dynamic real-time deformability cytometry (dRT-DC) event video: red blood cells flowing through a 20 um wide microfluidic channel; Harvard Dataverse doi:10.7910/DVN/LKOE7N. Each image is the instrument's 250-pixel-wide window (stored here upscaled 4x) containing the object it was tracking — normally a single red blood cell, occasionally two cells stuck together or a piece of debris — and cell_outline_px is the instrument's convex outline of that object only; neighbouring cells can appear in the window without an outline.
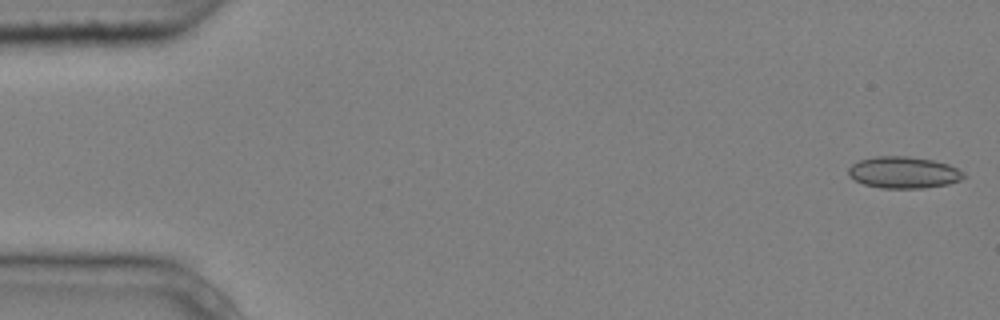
{"species": "common noctule bat (a hibernating species)", "species_latin": "Nyctalus noctula", "temperature_condition": "cold", "stored_images_in_passage": 5, "camera_frame_rate_fps": 3000, "um_per_image_px": 0.085, "animal": {"sex": "male", "body_mass_g": 20.4}, "frame": {"image": 1, "passage_image": 1, "time_ms": 0.0, "image_size_px": [1000, 320], "cell_outline_px": [[964, 176], [960, 180], [948, 184], [924, 188], [880, 188], [864, 184], [848, 176], [848, 168], [852, 164], [860, 160], [876, 156], [908, 156], [932, 160], [948, 164], [964, 172]], "centroid_in_image_um": [76.79, 14.66], "position_along_channel_um": 8.2, "area_um2": 21.21}}
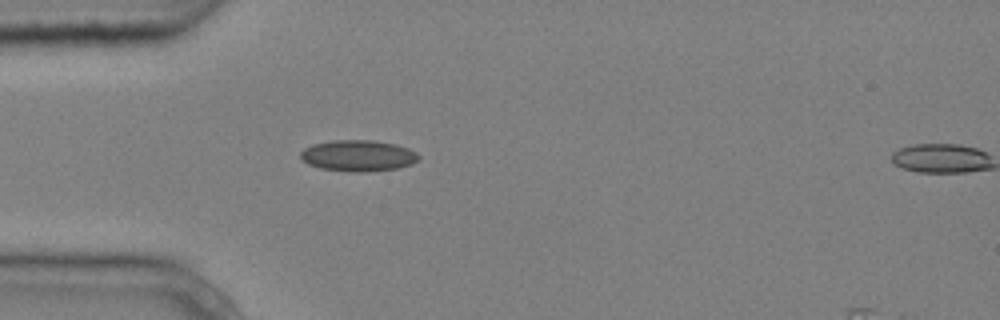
{"frame": {"image": 2, "passage_image": 4, "time_ms": 1.0, "image_size_px": [1000, 320], "cell_outline_px": [[420, 156], [412, 164], [396, 168], [364, 172], [352, 172], [320, 168], [308, 164], [300, 156], [300, 152], [304, 148], [312, 144], [332, 140], [372, 140], [396, 144], [408, 148], [416, 152]], "centroid_in_image_um": [30.43, 13.22], "position_along_channel_um": 54.6, "area_um2": 21.44}}